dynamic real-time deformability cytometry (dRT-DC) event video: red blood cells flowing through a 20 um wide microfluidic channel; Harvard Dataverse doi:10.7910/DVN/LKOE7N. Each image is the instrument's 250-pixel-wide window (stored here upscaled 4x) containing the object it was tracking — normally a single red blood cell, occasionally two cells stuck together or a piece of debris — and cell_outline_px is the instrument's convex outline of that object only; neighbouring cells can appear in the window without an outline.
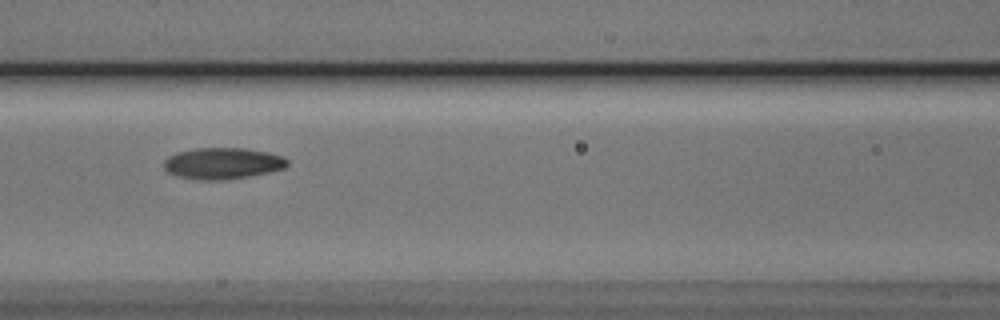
{"species": "Egyptian fruit bat (a non-hibernating species)", "species_latin": "Rousettus aegyptiacus", "temperature_condition": "cold", "stored_images_in_passage": 5, "camera_frame_rate_fps": 3000, "um_per_image_px": 0.085, "animal": {"sex": "male"}, "frame": {"image": 1, "passage_image": 4, "time_ms": 4.333, "image_size_px": [1000, 320], "cell_outline_px": [[288, 164], [284, 168], [268, 172], [248, 176], [220, 180], [200, 180], [180, 176], [168, 172], [164, 168], [164, 160], [168, 156], [176, 152], [196, 148], [244, 148], [268, 152], [284, 156], [288, 160]], "centroid_in_image_um": [18.92, 13.87], "position_along_channel_um": 147.7, "area_um2": 22.48}}
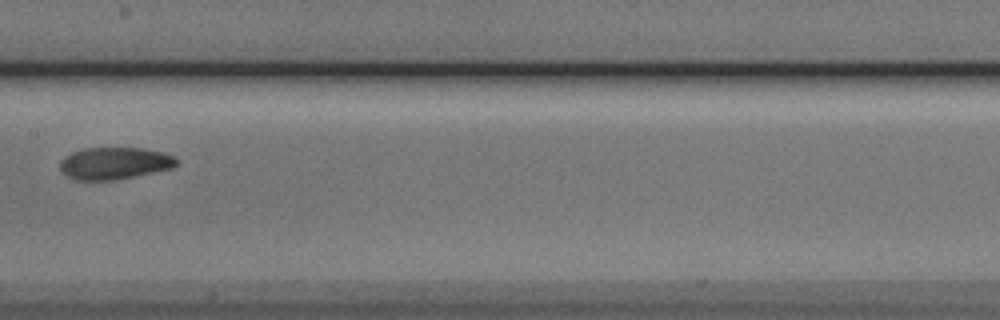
{"frame": {"image": 2, "passage_image": 5, "time_ms": 5.667, "image_size_px": [1000, 320], "cell_outline_px": [[180, 160], [172, 168], [112, 180], [76, 180], [68, 176], [60, 168], [60, 160], [64, 156], [72, 152], [84, 148], [144, 148], [164, 152], [176, 156]], "centroid_in_image_um": [9.75, 13.86], "position_along_channel_um": 197.6, "area_um2": 21.73}}